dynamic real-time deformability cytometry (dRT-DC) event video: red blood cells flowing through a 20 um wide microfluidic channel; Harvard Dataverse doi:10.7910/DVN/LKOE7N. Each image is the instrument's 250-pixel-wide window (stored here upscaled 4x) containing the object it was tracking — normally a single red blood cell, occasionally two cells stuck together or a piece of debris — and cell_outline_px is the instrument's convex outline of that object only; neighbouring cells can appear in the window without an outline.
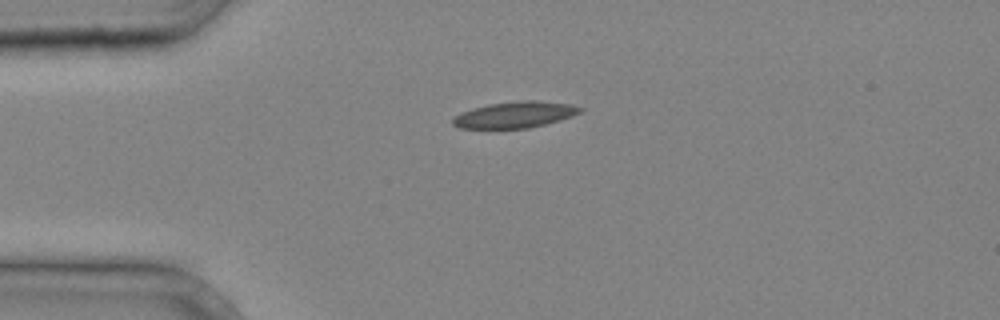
{"species": "common noctule bat (a hibernating species)", "species_latin": "Nyctalus noctula", "temperature_condition": "cold", "stored_images_in_passage": 4, "camera_frame_rate_fps": 3000, "um_per_image_px": 0.085, "animal": {"sex": "male", "body_mass_g": 20.4}, "frame": {"image": 1, "passage_image": 4, "time_ms": 1.0, "image_size_px": [1000, 320], "cell_outline_px": [[584, 108], [580, 112], [572, 116], [560, 120], [528, 128], [460, 128], [452, 124], [452, 116], [460, 112], [472, 108], [488, 104], [516, 100], [536, 100], [572, 104]], "centroid_in_image_um": [43.74, 9.73], "position_along_channel_um": 41.3, "area_um2": 19.65}}